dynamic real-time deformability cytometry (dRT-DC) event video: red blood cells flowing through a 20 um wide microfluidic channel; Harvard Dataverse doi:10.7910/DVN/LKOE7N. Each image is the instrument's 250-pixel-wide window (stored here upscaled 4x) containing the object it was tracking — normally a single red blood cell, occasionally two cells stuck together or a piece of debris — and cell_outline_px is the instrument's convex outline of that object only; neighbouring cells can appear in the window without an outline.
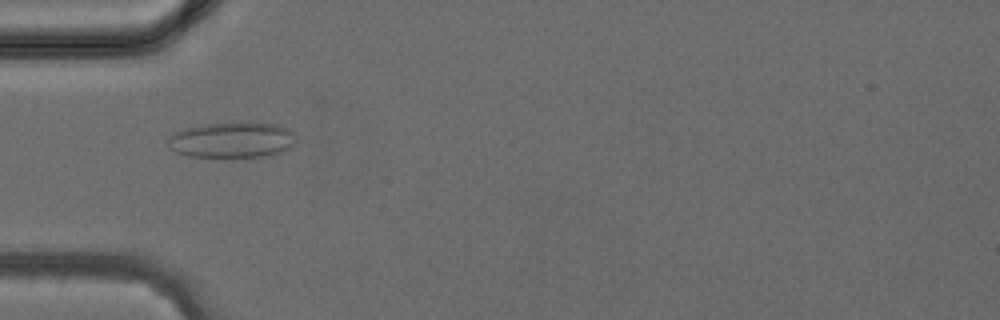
{"species": "common noctule bat (a hibernating species)", "species_latin": "Nyctalus noctula", "temperature_condition": "cold", "stored_images_in_passage": 38, "camera_frame_rate_fps": 3000, "um_per_image_px": 0.085, "animal": {"sex": "female", "body_mass_g": 24.6, "forearm_length_mm": 56.2}, "frame": {"image": 1, "passage_image": 12, "time_ms": 3.667, "image_size_px": [1000, 320], "cell_outline_px": [[292, 148], [276, 156], [188, 156], [176, 152], [168, 148], [168, 140], [176, 132], [184, 128], [204, 124], [280, 124], [288, 128], [292, 132]], "centroid_in_image_um": [19.73, 11.92], "position_along_channel_um": 65.3, "area_um2": 26.07}}
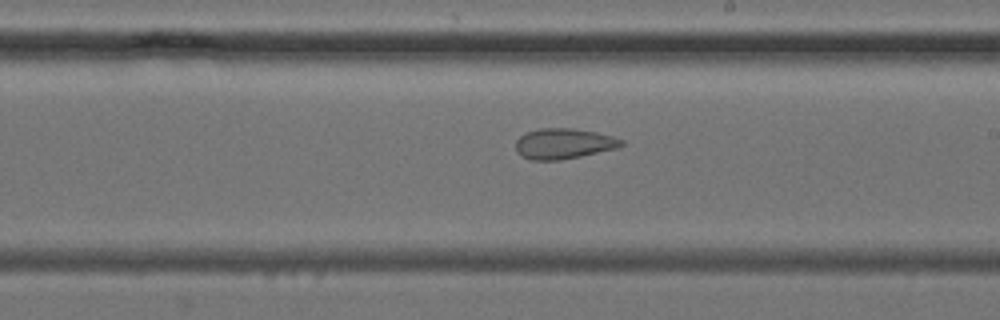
{"frame": {"image": 2, "passage_image": 22, "time_ms": 7.0, "image_size_px": [1000, 320], "cell_outline_px": [[624, 144], [616, 148], [580, 156], [560, 160], [532, 160], [520, 156], [516, 152], [516, 140], [520, 136], [528, 132], [540, 128], [572, 128], [596, 132], [612, 136], [624, 140]], "centroid_in_image_um": [47.89, 12.21], "position_along_channel_um": 241.1, "area_um2": 18.73}}
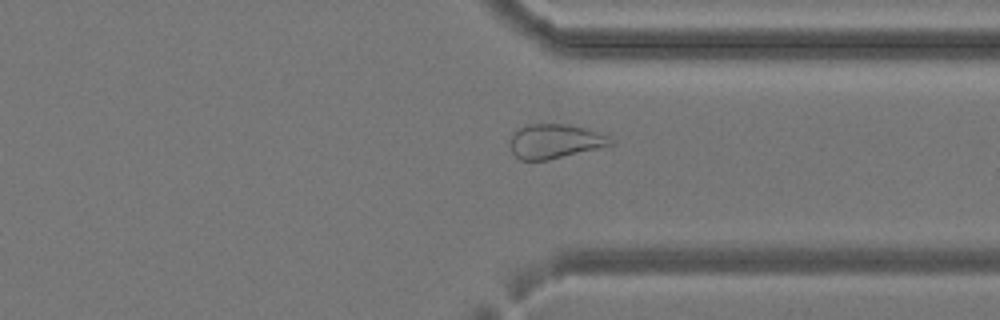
{"frame": {"image": 3, "passage_image": 29, "time_ms": 9.333, "image_size_px": [1000, 320], "cell_outline_px": [[616, 144], [600, 148], [548, 160], [520, 160], [512, 152], [508, 144], [508, 140], [512, 132], [528, 124], [564, 124], [584, 128], [608, 136], [616, 140]], "centroid_in_image_um": [47.15, 12.02], "position_along_channel_um": 364.3, "area_um2": 20.35}}